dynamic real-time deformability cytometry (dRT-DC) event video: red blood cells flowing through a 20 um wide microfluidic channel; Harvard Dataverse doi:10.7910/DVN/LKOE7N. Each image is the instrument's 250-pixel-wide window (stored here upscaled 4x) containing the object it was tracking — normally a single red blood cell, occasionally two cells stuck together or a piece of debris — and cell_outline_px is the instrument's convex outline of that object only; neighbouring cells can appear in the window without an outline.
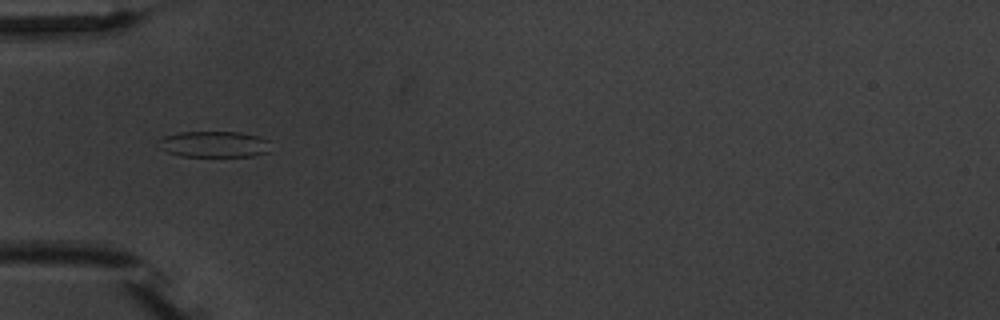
{"species": "common noctule bat (a hibernating species)", "species_latin": "Nyctalus noctula", "temperature_condition": "warm", "stored_images_in_passage": 7, "camera_frame_rate_fps": 3000, "um_per_image_px": 0.085, "animal": {"sex": "male", "body_mass_g": 20.1, "forearm_length_mm": 53.5}, "frame": {"image": 1, "passage_image": 5, "time_ms": 4.667, "image_size_px": [1000, 320], "cell_outline_px": [[268, 152], [252, 156], [180, 156], [168, 152], [160, 148], [156, 144], [164, 136], [180, 132], [240, 132], [260, 136], [268, 140]], "centroid_in_image_um": [18.18, 12.25], "position_along_channel_um": 66.8, "area_um2": 17.05}}
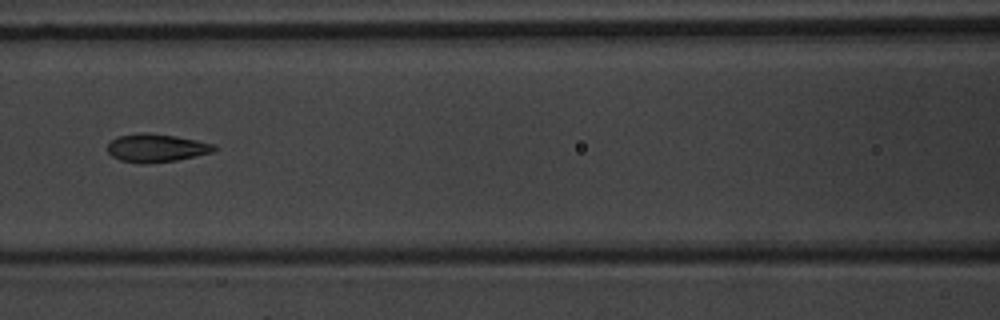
{"frame": {"image": 2, "passage_image": 7, "time_ms": 7.0, "image_size_px": [1000, 320], "cell_outline_px": [[216, 148], [212, 152], [196, 156], [176, 160], [148, 164], [140, 164], [120, 160], [112, 156], [108, 152], [108, 144], [116, 136], [140, 132], [148, 132], [176, 136], [216, 144]], "centroid_in_image_um": [13.27, 12.57], "position_along_channel_um": 153.3, "area_um2": 17.69}}